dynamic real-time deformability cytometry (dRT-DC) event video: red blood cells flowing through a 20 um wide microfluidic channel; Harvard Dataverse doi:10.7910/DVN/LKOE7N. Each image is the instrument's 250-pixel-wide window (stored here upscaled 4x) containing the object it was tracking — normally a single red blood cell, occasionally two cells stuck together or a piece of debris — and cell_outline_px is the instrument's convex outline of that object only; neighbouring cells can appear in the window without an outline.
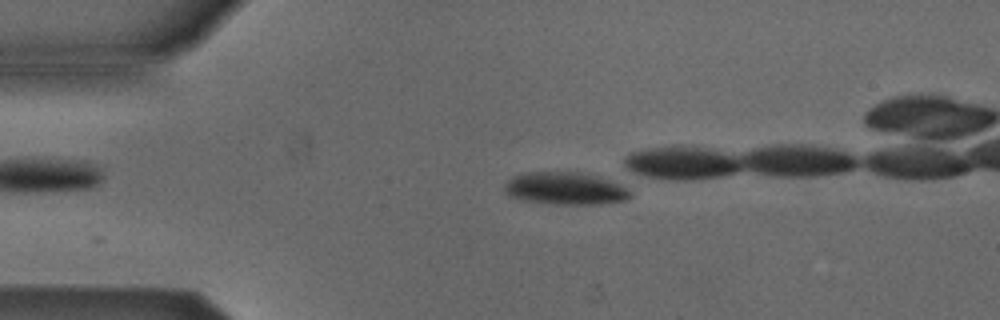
{"species": "Egyptian fruit bat (a non-hibernating species)", "species_latin": "Rousettus aegyptiacus", "temperature_condition": "cold", "stored_images_in_passage": 5, "camera_frame_rate_fps": 3000, "um_per_image_px": 0.085, "animal": {"sex": "male"}, "frame": {"image": 1, "passage_image": 3, "time_ms": 0.667, "image_size_px": [1000, 320], "cell_outline_px": [[632, 196], [624, 200], [600, 204], [556, 204], [520, 200], [508, 196], [504, 192], [504, 184], [512, 176], [524, 172], [576, 172], [620, 184]], "centroid_in_image_um": [47.92, 16.03], "position_along_channel_um": 37.1, "area_um2": 23.47}}